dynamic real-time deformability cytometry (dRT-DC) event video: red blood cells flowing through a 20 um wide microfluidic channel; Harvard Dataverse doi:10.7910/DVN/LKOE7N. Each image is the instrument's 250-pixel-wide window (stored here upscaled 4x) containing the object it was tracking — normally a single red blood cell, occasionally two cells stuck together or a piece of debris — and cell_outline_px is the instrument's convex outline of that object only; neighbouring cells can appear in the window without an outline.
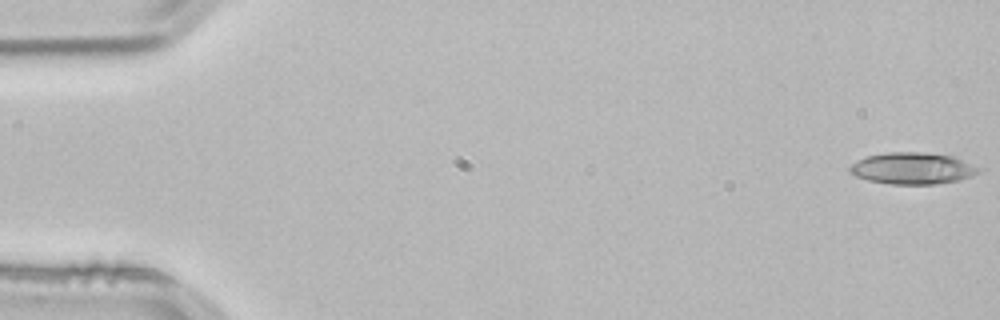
{"species": "common noctule bat (a hibernating species)", "species_latin": "Nyctalus noctula", "temperature_condition": "room temperature", "stored_images_in_passage": 11, "camera_frame_rate_fps": 3000, "um_per_image_px": 0.085, "animal": {"sex": "male", "body_mass_g": 21.5, "forearm_length_mm": 52.0}, "frame": {"image": 1, "passage_image": 1, "time_ms": 0.0, "image_size_px": [1000, 320], "cell_outline_px": [[980, 172], [972, 176], [956, 180], [936, 184], [888, 184], [868, 180], [856, 176], [848, 168], [852, 164], [868, 156], [888, 152], [924, 152], [952, 156], [980, 168]], "centroid_in_image_um": [77.57, 14.31], "position_along_channel_um": 7.4, "area_um2": 23.41}}